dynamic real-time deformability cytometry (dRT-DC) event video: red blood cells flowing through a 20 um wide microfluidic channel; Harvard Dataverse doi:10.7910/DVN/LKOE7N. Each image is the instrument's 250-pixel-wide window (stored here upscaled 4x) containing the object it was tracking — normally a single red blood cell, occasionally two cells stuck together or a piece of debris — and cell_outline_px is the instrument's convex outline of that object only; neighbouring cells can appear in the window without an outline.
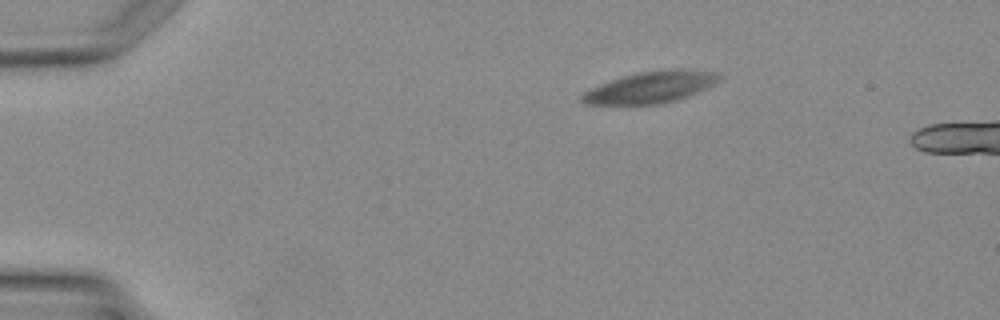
{"species": "Egyptian fruit bat (a non-hibernating species)", "species_latin": "Rousettus aegyptiacus", "temperature_condition": "warm", "stored_images_in_passage": 2, "camera_frame_rate_fps": 3000, "um_per_image_px": 0.085, "animal": {"sex": "female"}, "frame": {"image": 1, "passage_image": 1, "time_ms": 0.0, "image_size_px": [1000, 320], "cell_outline_px": [[724, 76], [720, 80], [688, 96], [656, 104], [584, 104], [580, 100], [580, 96], [584, 92], [592, 88], [612, 80], [636, 72], [668, 68], [680, 68], [716, 72]], "centroid_in_image_um": [55.32, 7.39], "position_along_channel_um": 29.7, "area_um2": 24.97}}